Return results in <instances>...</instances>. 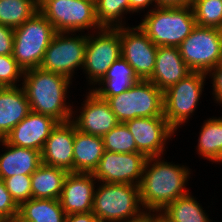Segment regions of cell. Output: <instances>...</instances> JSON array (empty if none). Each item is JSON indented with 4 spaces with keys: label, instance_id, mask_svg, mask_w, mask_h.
<instances>
[{
    "label": "cell",
    "instance_id": "6da1fadb",
    "mask_svg": "<svg viewBox=\"0 0 222 222\" xmlns=\"http://www.w3.org/2000/svg\"><path fill=\"white\" fill-rule=\"evenodd\" d=\"M190 174L187 166L164 162L159 156L147 157L139 185L142 208L157 214L177 198L190 193L185 189Z\"/></svg>",
    "mask_w": 222,
    "mask_h": 222
},
{
    "label": "cell",
    "instance_id": "7a4b0ae2",
    "mask_svg": "<svg viewBox=\"0 0 222 222\" xmlns=\"http://www.w3.org/2000/svg\"><path fill=\"white\" fill-rule=\"evenodd\" d=\"M22 81L30 111L51 116L59 123L75 116L72 106L66 103L69 78L39 67L25 70Z\"/></svg>",
    "mask_w": 222,
    "mask_h": 222
},
{
    "label": "cell",
    "instance_id": "3957f363",
    "mask_svg": "<svg viewBox=\"0 0 222 222\" xmlns=\"http://www.w3.org/2000/svg\"><path fill=\"white\" fill-rule=\"evenodd\" d=\"M156 46L178 47L196 26L191 6H157L138 25Z\"/></svg>",
    "mask_w": 222,
    "mask_h": 222
},
{
    "label": "cell",
    "instance_id": "277c9868",
    "mask_svg": "<svg viewBox=\"0 0 222 222\" xmlns=\"http://www.w3.org/2000/svg\"><path fill=\"white\" fill-rule=\"evenodd\" d=\"M141 206L139 186L102 182L94 193L92 213L98 222H125L146 212Z\"/></svg>",
    "mask_w": 222,
    "mask_h": 222
},
{
    "label": "cell",
    "instance_id": "5b68a950",
    "mask_svg": "<svg viewBox=\"0 0 222 222\" xmlns=\"http://www.w3.org/2000/svg\"><path fill=\"white\" fill-rule=\"evenodd\" d=\"M56 33L52 24L38 11L14 28L13 58L24 71L39 68Z\"/></svg>",
    "mask_w": 222,
    "mask_h": 222
},
{
    "label": "cell",
    "instance_id": "8992f818",
    "mask_svg": "<svg viewBox=\"0 0 222 222\" xmlns=\"http://www.w3.org/2000/svg\"><path fill=\"white\" fill-rule=\"evenodd\" d=\"M106 101L120 123L138 117H164L163 91L149 80H139L127 91Z\"/></svg>",
    "mask_w": 222,
    "mask_h": 222
},
{
    "label": "cell",
    "instance_id": "52a82bcc",
    "mask_svg": "<svg viewBox=\"0 0 222 222\" xmlns=\"http://www.w3.org/2000/svg\"><path fill=\"white\" fill-rule=\"evenodd\" d=\"M192 72H208L222 63V29L195 26L178 46Z\"/></svg>",
    "mask_w": 222,
    "mask_h": 222
},
{
    "label": "cell",
    "instance_id": "ba28073f",
    "mask_svg": "<svg viewBox=\"0 0 222 222\" xmlns=\"http://www.w3.org/2000/svg\"><path fill=\"white\" fill-rule=\"evenodd\" d=\"M208 74L191 72L163 92V115L168 124L176 129L192 116L199 103Z\"/></svg>",
    "mask_w": 222,
    "mask_h": 222
},
{
    "label": "cell",
    "instance_id": "9c48e42d",
    "mask_svg": "<svg viewBox=\"0 0 222 222\" xmlns=\"http://www.w3.org/2000/svg\"><path fill=\"white\" fill-rule=\"evenodd\" d=\"M39 11L57 32L102 28L96 18L95 0H48Z\"/></svg>",
    "mask_w": 222,
    "mask_h": 222
},
{
    "label": "cell",
    "instance_id": "30bf717a",
    "mask_svg": "<svg viewBox=\"0 0 222 222\" xmlns=\"http://www.w3.org/2000/svg\"><path fill=\"white\" fill-rule=\"evenodd\" d=\"M98 33V35H97ZM96 35H87L83 70L89 84H97L109 67L121 57L120 27H102Z\"/></svg>",
    "mask_w": 222,
    "mask_h": 222
},
{
    "label": "cell",
    "instance_id": "8fae6325",
    "mask_svg": "<svg viewBox=\"0 0 222 222\" xmlns=\"http://www.w3.org/2000/svg\"><path fill=\"white\" fill-rule=\"evenodd\" d=\"M70 34V32H57L55 34L45 51L40 68L72 80L74 70L78 67L83 69L87 35L71 37Z\"/></svg>",
    "mask_w": 222,
    "mask_h": 222
},
{
    "label": "cell",
    "instance_id": "7c38bea8",
    "mask_svg": "<svg viewBox=\"0 0 222 222\" xmlns=\"http://www.w3.org/2000/svg\"><path fill=\"white\" fill-rule=\"evenodd\" d=\"M147 157L141 152L115 153L104 151L92 173L98 182L139 186Z\"/></svg>",
    "mask_w": 222,
    "mask_h": 222
},
{
    "label": "cell",
    "instance_id": "4fadbf2b",
    "mask_svg": "<svg viewBox=\"0 0 222 222\" xmlns=\"http://www.w3.org/2000/svg\"><path fill=\"white\" fill-rule=\"evenodd\" d=\"M121 56L133 68L140 80H148L155 69L156 46L137 25L120 27Z\"/></svg>",
    "mask_w": 222,
    "mask_h": 222
},
{
    "label": "cell",
    "instance_id": "5bb4252c",
    "mask_svg": "<svg viewBox=\"0 0 222 222\" xmlns=\"http://www.w3.org/2000/svg\"><path fill=\"white\" fill-rule=\"evenodd\" d=\"M124 124L134 137L137 152L146 157H161L165 142L175 133L165 117H138Z\"/></svg>",
    "mask_w": 222,
    "mask_h": 222
},
{
    "label": "cell",
    "instance_id": "9a60e30c",
    "mask_svg": "<svg viewBox=\"0 0 222 222\" xmlns=\"http://www.w3.org/2000/svg\"><path fill=\"white\" fill-rule=\"evenodd\" d=\"M84 101L82 109L80 108V114L77 117L72 116L71 119L78 131L103 137L120 123L108 102L99 98L91 90Z\"/></svg>",
    "mask_w": 222,
    "mask_h": 222
},
{
    "label": "cell",
    "instance_id": "2e32d148",
    "mask_svg": "<svg viewBox=\"0 0 222 222\" xmlns=\"http://www.w3.org/2000/svg\"><path fill=\"white\" fill-rule=\"evenodd\" d=\"M53 117L30 111L6 136L5 140L15 146L41 152L51 131L58 125Z\"/></svg>",
    "mask_w": 222,
    "mask_h": 222
},
{
    "label": "cell",
    "instance_id": "e0dca14e",
    "mask_svg": "<svg viewBox=\"0 0 222 222\" xmlns=\"http://www.w3.org/2000/svg\"><path fill=\"white\" fill-rule=\"evenodd\" d=\"M96 180L92 173H68L59 198L66 215L92 211Z\"/></svg>",
    "mask_w": 222,
    "mask_h": 222
},
{
    "label": "cell",
    "instance_id": "ac0fdd59",
    "mask_svg": "<svg viewBox=\"0 0 222 222\" xmlns=\"http://www.w3.org/2000/svg\"><path fill=\"white\" fill-rule=\"evenodd\" d=\"M76 130L71 121L58 123L41 150L42 163L73 172V144Z\"/></svg>",
    "mask_w": 222,
    "mask_h": 222
},
{
    "label": "cell",
    "instance_id": "d6986e66",
    "mask_svg": "<svg viewBox=\"0 0 222 222\" xmlns=\"http://www.w3.org/2000/svg\"><path fill=\"white\" fill-rule=\"evenodd\" d=\"M191 72L178 47L158 46L155 69L148 80L164 92Z\"/></svg>",
    "mask_w": 222,
    "mask_h": 222
},
{
    "label": "cell",
    "instance_id": "ffe728a7",
    "mask_svg": "<svg viewBox=\"0 0 222 222\" xmlns=\"http://www.w3.org/2000/svg\"><path fill=\"white\" fill-rule=\"evenodd\" d=\"M0 142L8 149L0 155V178L32 175L42 164L40 151L11 145L5 139H0Z\"/></svg>",
    "mask_w": 222,
    "mask_h": 222
},
{
    "label": "cell",
    "instance_id": "44dd1931",
    "mask_svg": "<svg viewBox=\"0 0 222 222\" xmlns=\"http://www.w3.org/2000/svg\"><path fill=\"white\" fill-rule=\"evenodd\" d=\"M29 112V102L23 87H5L1 90L0 139H5L12 129L19 124Z\"/></svg>",
    "mask_w": 222,
    "mask_h": 222
},
{
    "label": "cell",
    "instance_id": "7402d4cb",
    "mask_svg": "<svg viewBox=\"0 0 222 222\" xmlns=\"http://www.w3.org/2000/svg\"><path fill=\"white\" fill-rule=\"evenodd\" d=\"M139 80L133 68L121 56L109 67L104 77L98 82L100 87H95V89L93 87L90 90L99 98L107 100L109 97L127 91Z\"/></svg>",
    "mask_w": 222,
    "mask_h": 222
},
{
    "label": "cell",
    "instance_id": "603a6c76",
    "mask_svg": "<svg viewBox=\"0 0 222 222\" xmlns=\"http://www.w3.org/2000/svg\"><path fill=\"white\" fill-rule=\"evenodd\" d=\"M73 172L93 173L105 151L102 137L78 130L74 134Z\"/></svg>",
    "mask_w": 222,
    "mask_h": 222
},
{
    "label": "cell",
    "instance_id": "cb8c5ba5",
    "mask_svg": "<svg viewBox=\"0 0 222 222\" xmlns=\"http://www.w3.org/2000/svg\"><path fill=\"white\" fill-rule=\"evenodd\" d=\"M68 173L65 169L42 163L31 175L32 198L59 199Z\"/></svg>",
    "mask_w": 222,
    "mask_h": 222
},
{
    "label": "cell",
    "instance_id": "d4e9b609",
    "mask_svg": "<svg viewBox=\"0 0 222 222\" xmlns=\"http://www.w3.org/2000/svg\"><path fill=\"white\" fill-rule=\"evenodd\" d=\"M18 217L24 222H64L66 213L59 199L31 198L19 206Z\"/></svg>",
    "mask_w": 222,
    "mask_h": 222
},
{
    "label": "cell",
    "instance_id": "484cf974",
    "mask_svg": "<svg viewBox=\"0 0 222 222\" xmlns=\"http://www.w3.org/2000/svg\"><path fill=\"white\" fill-rule=\"evenodd\" d=\"M206 214L189 193L177 198L159 213L162 222H211Z\"/></svg>",
    "mask_w": 222,
    "mask_h": 222
},
{
    "label": "cell",
    "instance_id": "4316f807",
    "mask_svg": "<svg viewBox=\"0 0 222 222\" xmlns=\"http://www.w3.org/2000/svg\"><path fill=\"white\" fill-rule=\"evenodd\" d=\"M197 150L199 155L213 163L222 162V117L205 120Z\"/></svg>",
    "mask_w": 222,
    "mask_h": 222
},
{
    "label": "cell",
    "instance_id": "83f0119b",
    "mask_svg": "<svg viewBox=\"0 0 222 222\" xmlns=\"http://www.w3.org/2000/svg\"><path fill=\"white\" fill-rule=\"evenodd\" d=\"M38 11L36 0H0V24L14 29Z\"/></svg>",
    "mask_w": 222,
    "mask_h": 222
},
{
    "label": "cell",
    "instance_id": "f1b7e54d",
    "mask_svg": "<svg viewBox=\"0 0 222 222\" xmlns=\"http://www.w3.org/2000/svg\"><path fill=\"white\" fill-rule=\"evenodd\" d=\"M95 8L101 27H122L123 14L129 12V0H95Z\"/></svg>",
    "mask_w": 222,
    "mask_h": 222
},
{
    "label": "cell",
    "instance_id": "f546056e",
    "mask_svg": "<svg viewBox=\"0 0 222 222\" xmlns=\"http://www.w3.org/2000/svg\"><path fill=\"white\" fill-rule=\"evenodd\" d=\"M191 7L197 26L222 29V0H194Z\"/></svg>",
    "mask_w": 222,
    "mask_h": 222
},
{
    "label": "cell",
    "instance_id": "4dcf8cb0",
    "mask_svg": "<svg viewBox=\"0 0 222 222\" xmlns=\"http://www.w3.org/2000/svg\"><path fill=\"white\" fill-rule=\"evenodd\" d=\"M102 138L106 151L120 154L137 152L134 137L124 123H119Z\"/></svg>",
    "mask_w": 222,
    "mask_h": 222
},
{
    "label": "cell",
    "instance_id": "1f68e13d",
    "mask_svg": "<svg viewBox=\"0 0 222 222\" xmlns=\"http://www.w3.org/2000/svg\"><path fill=\"white\" fill-rule=\"evenodd\" d=\"M1 179L3 180L12 199L18 206L32 198L31 175L17 174Z\"/></svg>",
    "mask_w": 222,
    "mask_h": 222
},
{
    "label": "cell",
    "instance_id": "d6a6232c",
    "mask_svg": "<svg viewBox=\"0 0 222 222\" xmlns=\"http://www.w3.org/2000/svg\"><path fill=\"white\" fill-rule=\"evenodd\" d=\"M23 74L24 70L18 65L13 55H0V82L5 87H17L16 83Z\"/></svg>",
    "mask_w": 222,
    "mask_h": 222
},
{
    "label": "cell",
    "instance_id": "836d02e7",
    "mask_svg": "<svg viewBox=\"0 0 222 222\" xmlns=\"http://www.w3.org/2000/svg\"><path fill=\"white\" fill-rule=\"evenodd\" d=\"M18 213L19 206L12 199L3 180L0 178V222L11 220L13 217H17Z\"/></svg>",
    "mask_w": 222,
    "mask_h": 222
},
{
    "label": "cell",
    "instance_id": "e575fe53",
    "mask_svg": "<svg viewBox=\"0 0 222 222\" xmlns=\"http://www.w3.org/2000/svg\"><path fill=\"white\" fill-rule=\"evenodd\" d=\"M14 29L0 24V55H13Z\"/></svg>",
    "mask_w": 222,
    "mask_h": 222
},
{
    "label": "cell",
    "instance_id": "d590c367",
    "mask_svg": "<svg viewBox=\"0 0 222 222\" xmlns=\"http://www.w3.org/2000/svg\"><path fill=\"white\" fill-rule=\"evenodd\" d=\"M209 77L212 78L214 99L217 103L222 104V63L212 68L209 72Z\"/></svg>",
    "mask_w": 222,
    "mask_h": 222
},
{
    "label": "cell",
    "instance_id": "8d00e7d4",
    "mask_svg": "<svg viewBox=\"0 0 222 222\" xmlns=\"http://www.w3.org/2000/svg\"><path fill=\"white\" fill-rule=\"evenodd\" d=\"M64 222H98L96 216L91 212L73 213L65 217Z\"/></svg>",
    "mask_w": 222,
    "mask_h": 222
},
{
    "label": "cell",
    "instance_id": "74e56055",
    "mask_svg": "<svg viewBox=\"0 0 222 222\" xmlns=\"http://www.w3.org/2000/svg\"><path fill=\"white\" fill-rule=\"evenodd\" d=\"M194 0H154V7L191 6Z\"/></svg>",
    "mask_w": 222,
    "mask_h": 222
},
{
    "label": "cell",
    "instance_id": "f35d334b",
    "mask_svg": "<svg viewBox=\"0 0 222 222\" xmlns=\"http://www.w3.org/2000/svg\"><path fill=\"white\" fill-rule=\"evenodd\" d=\"M154 0H129V13L139 12L142 9L147 8Z\"/></svg>",
    "mask_w": 222,
    "mask_h": 222
},
{
    "label": "cell",
    "instance_id": "ab89813d",
    "mask_svg": "<svg viewBox=\"0 0 222 222\" xmlns=\"http://www.w3.org/2000/svg\"><path fill=\"white\" fill-rule=\"evenodd\" d=\"M159 220H160L159 213L156 215V214L146 211L139 217L132 220L125 221V222H159Z\"/></svg>",
    "mask_w": 222,
    "mask_h": 222
},
{
    "label": "cell",
    "instance_id": "60d3db41",
    "mask_svg": "<svg viewBox=\"0 0 222 222\" xmlns=\"http://www.w3.org/2000/svg\"><path fill=\"white\" fill-rule=\"evenodd\" d=\"M6 222H24V221L17 216V217H13L11 220H8Z\"/></svg>",
    "mask_w": 222,
    "mask_h": 222
},
{
    "label": "cell",
    "instance_id": "b9f144b4",
    "mask_svg": "<svg viewBox=\"0 0 222 222\" xmlns=\"http://www.w3.org/2000/svg\"><path fill=\"white\" fill-rule=\"evenodd\" d=\"M48 0H36L38 8H40Z\"/></svg>",
    "mask_w": 222,
    "mask_h": 222
},
{
    "label": "cell",
    "instance_id": "7bdbcfd3",
    "mask_svg": "<svg viewBox=\"0 0 222 222\" xmlns=\"http://www.w3.org/2000/svg\"><path fill=\"white\" fill-rule=\"evenodd\" d=\"M5 86L0 82V91L3 90Z\"/></svg>",
    "mask_w": 222,
    "mask_h": 222
}]
</instances>
